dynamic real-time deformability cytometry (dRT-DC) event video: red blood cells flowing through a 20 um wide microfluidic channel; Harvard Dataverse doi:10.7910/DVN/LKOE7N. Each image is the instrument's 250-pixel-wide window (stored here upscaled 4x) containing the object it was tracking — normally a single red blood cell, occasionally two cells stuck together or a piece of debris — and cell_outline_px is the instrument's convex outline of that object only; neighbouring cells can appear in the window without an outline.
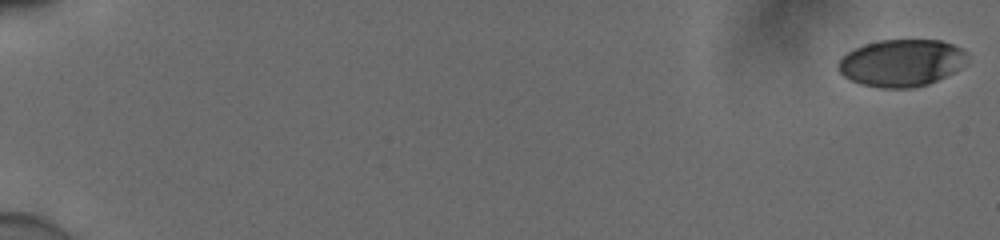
{"species": "human", "species_latin": "Homo sapiens", "temperature_condition": "cold", "stored_images_in_passage": 56, "camera_frame_rate_fps": 3000, "um_per_image_px": 0.085, "donor": {"sex": "male"}, "frame": {"image": 1, "passage_image": 1, "time_ms": 0.0, "image_size_px": [1000, 240], "cell_outline_px": [[968, 56], [960, 68], [928, 84], [912, 88], [880, 88], [860, 84], [844, 76], [836, 68], [836, 64], [848, 52], [864, 44], [880, 40], [940, 40], [952, 44], [968, 52]], "centroid_in_image_um": [76.61, 5.34], "position_along_channel_um": 8.4, "area_um2": 35.32}}
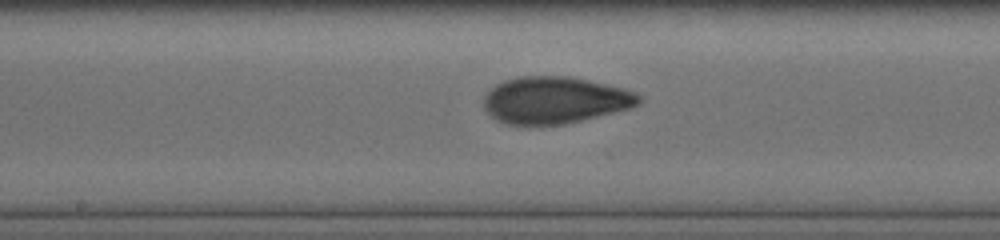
{"frame": {"image": 2, "passage_image": 32, "time_ms": 10.333, "image_size_px": [1000, 240], "cell_outline_px": [[640, 104], [628, 108], [564, 124], [504, 124], [496, 120], [484, 108], [484, 96], [496, 84], [504, 80], [516, 76], [568, 76], [588, 80], [624, 88], [636, 92], [640, 96]], "centroid_in_image_um": [47.14, 8.49], "position_along_channel_um": 201.1, "area_um2": 42.02}}
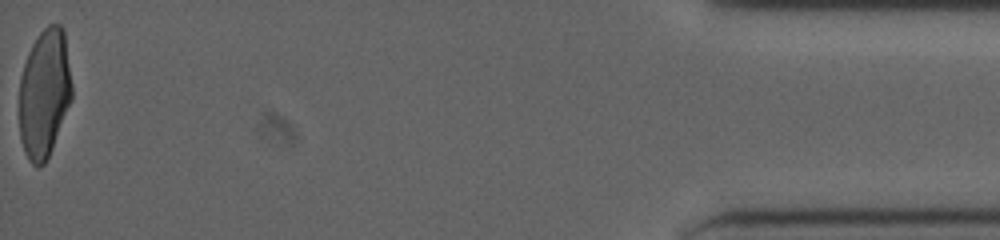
{"frame": {"image": 3, "passage_image": 56, "time_ms": 18.333, "image_size_px": [1000, 240], "cell_outline_px": [[72, 100], [52, 148], [44, 164], [36, 168], [28, 160], [24, 152], [20, 140], [20, 76], [28, 52], [32, 44], [40, 32], [48, 24], [60, 24], [64, 28], [72, 84]], "centroid_in_image_um": [3.78, 7.93], "position_along_channel_um": 431.4, "area_um2": 39.77}, "authors_computed_cell_mechanics": {"area_um2": 39.8531, "velocity_mm_per_s": 3.8944, "shape_relaxation_time_tau1_ms": 5.197, "shape_relaxation_time_tau2_ms": 1.3626, "deformation_change_tau1": 0.1891, "deformation_change_tau2": 0.0642}}